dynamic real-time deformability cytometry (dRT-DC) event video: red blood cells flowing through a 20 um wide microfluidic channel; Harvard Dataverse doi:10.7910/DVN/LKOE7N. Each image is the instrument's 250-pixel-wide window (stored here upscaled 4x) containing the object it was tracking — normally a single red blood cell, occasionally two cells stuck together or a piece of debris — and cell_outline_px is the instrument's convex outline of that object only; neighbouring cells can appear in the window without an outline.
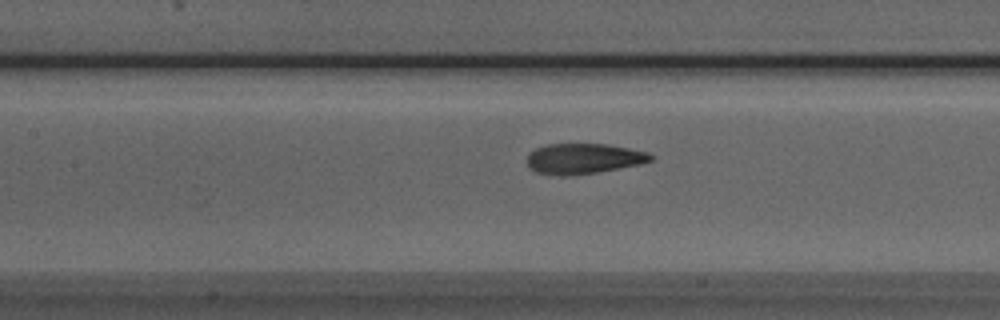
{"species": "Egyptian fruit bat (a non-hibernating species)", "species_latin": "Rousettus aegyptiacus", "temperature_condition": "room temperature", "stored_images_in_passage": 37, "camera_frame_rate_fps": 3000, "um_per_image_px": 0.085, "animal": {"sex": "male"}, "frame": {"image": 1, "passage_image": 8, "time_ms": 2.333, "image_size_px": [1000, 320], "cell_outline_px": [[652, 160], [640, 164], [596, 172], [568, 176], [560, 176], [536, 172], [528, 168], [528, 152], [536, 148], [548, 144], [608, 144], [648, 152], [652, 156]], "centroid_in_image_um": [49.56, 13.48], "position_along_channel_um": 157.8, "area_um2": 21.85}}
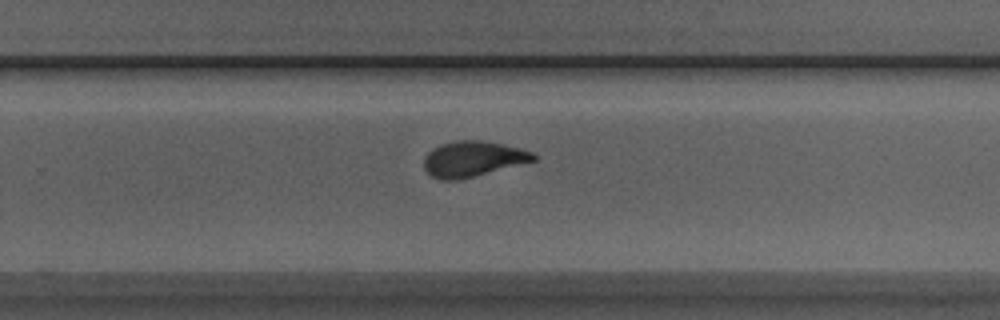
{"frame": {"image": 2, "passage_image": 18, "time_ms": 5.667, "image_size_px": [1000, 320], "cell_outline_px": [[536, 160], [456, 180], [440, 180], [432, 176], [424, 168], [424, 156], [432, 148], [440, 144], [460, 140], [480, 140], [500, 144], [532, 152], [536, 156]], "centroid_in_image_um": [40.13, 13.5], "position_along_channel_um": 289.7, "area_um2": 22.14}}
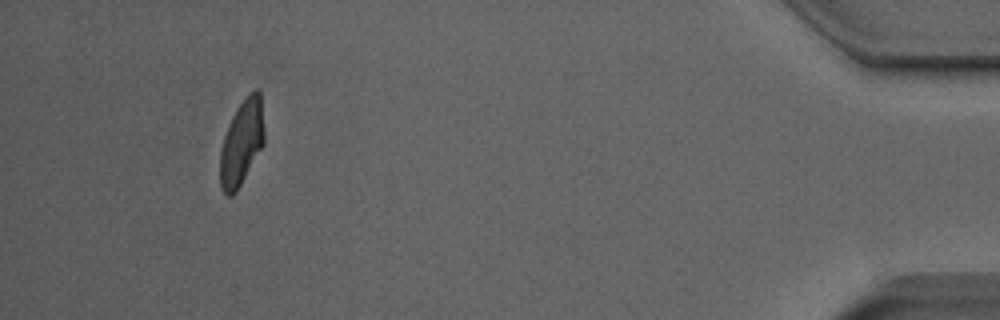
{"frame": {"image": 3, "passage_image": 33, "time_ms": 10.667, "image_size_px": [1000, 320], "cell_outline_px": [[264, 144], [236, 192], [232, 196], [228, 196], [220, 188], [220, 148], [228, 124], [236, 108], [248, 92], [256, 88], [260, 92], [264, 132]], "centroid_in_image_um": [20.53, 12.11], "position_along_channel_um": 414.7, "area_um2": 22.08}, "authors_computed_cell_mechanics": {"area_um2": 22.3108, "velocity_mm_per_s": 3.969, "shape_relaxation_time_tau1_ms": 5.2041, "shape_relaxation_time_tau2_ms": 1.1816, "deformation_change_tau1": 0.2076, "deformation_change_tau2": 0.0781}}